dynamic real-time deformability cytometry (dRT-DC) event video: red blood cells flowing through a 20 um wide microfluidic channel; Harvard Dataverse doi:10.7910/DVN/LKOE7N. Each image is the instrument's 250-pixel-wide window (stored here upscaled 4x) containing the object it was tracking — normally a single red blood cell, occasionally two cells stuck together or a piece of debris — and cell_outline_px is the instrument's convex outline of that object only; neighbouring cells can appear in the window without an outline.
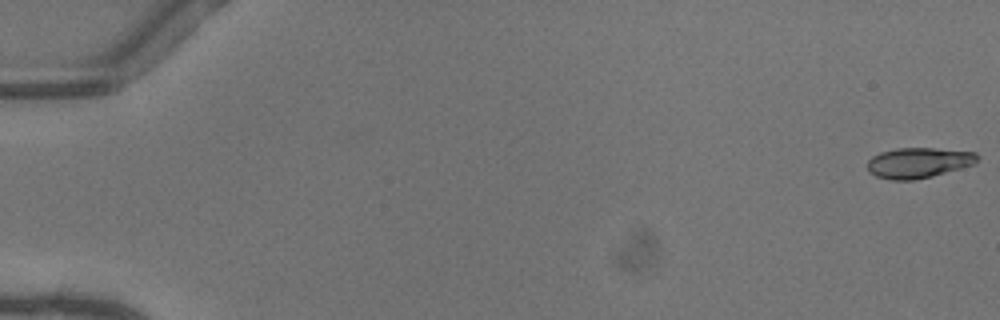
{"species": "common noctule bat (a hibernating species)", "species_latin": "Nyctalus noctula", "temperature_condition": "warm", "stored_images_in_passage": 29, "camera_frame_rate_fps": 3000, "um_per_image_px": 0.085, "animal": {"sex": "female"}, "frame": {"image": 1, "passage_image": 1, "time_ms": 0.0, "image_size_px": [1000, 320], "cell_outline_px": [[976, 160], [972, 164], [932, 176], [912, 180], [892, 180], [876, 176], [868, 172], [868, 160], [872, 156], [880, 152], [896, 148], [932, 148], [976, 152]], "centroid_in_image_um": [77.99, 13.83], "position_along_channel_um": 7.0, "area_um2": 19.19}}
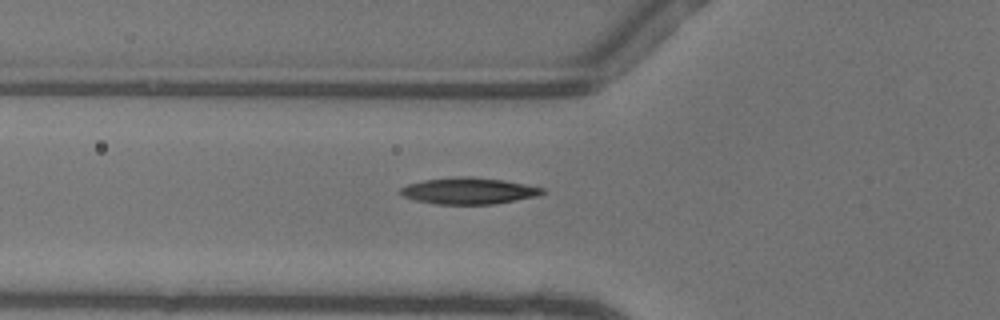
{"frame": {"image": 2, "passage_image": 20, "time_ms": 6.333, "image_size_px": [1000, 320], "cell_outline_px": [[544, 192], [536, 196], [492, 204], [436, 204], [416, 200], [404, 196], [400, 192], [400, 188], [408, 184], [424, 180], [456, 176], [468, 176], [504, 180], [544, 188]], "centroid_in_image_um": [39.82, 16.21], "position_along_channel_um": 86.0, "area_um2": 21.62}}
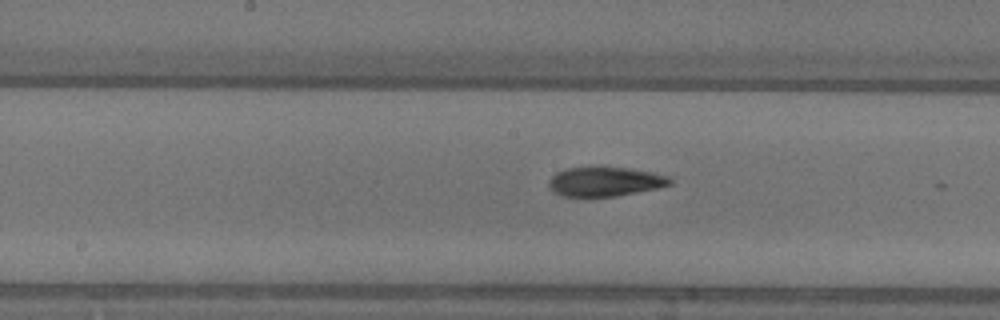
{"frame": {"image": 3, "passage_image": 28, "time_ms": 9.0, "image_size_px": [1000, 320], "cell_outline_px": [[672, 184], [660, 188], [616, 196], [564, 196], [552, 192], [548, 188], [548, 184], [552, 176], [556, 172], [568, 168], [628, 168], [652, 172], [672, 176]], "centroid_in_image_um": [51.47, 15.45], "position_along_channel_um": 196.7, "area_um2": 20.69}}